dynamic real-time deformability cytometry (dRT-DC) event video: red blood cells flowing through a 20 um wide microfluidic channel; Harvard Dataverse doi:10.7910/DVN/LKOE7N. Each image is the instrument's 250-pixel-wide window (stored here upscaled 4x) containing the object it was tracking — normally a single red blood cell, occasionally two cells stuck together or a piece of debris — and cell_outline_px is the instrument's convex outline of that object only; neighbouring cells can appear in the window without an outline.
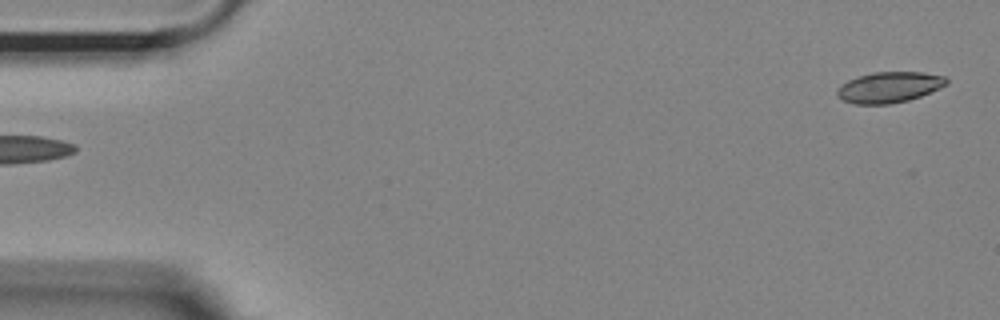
{"species": "Egyptian fruit bat (a non-hibernating species)", "species_latin": "Rousettus aegyptiacus", "temperature_condition": "room temperature", "stored_images_in_passage": 4, "camera_frame_rate_fps": 3000, "um_per_image_px": 0.085, "animal": {"sex": "female"}, "frame": {"image": 1, "passage_image": 1, "time_ms": 0.0, "image_size_px": [1000, 320], "cell_outline_px": [[948, 84], [920, 96], [908, 100], [888, 104], [856, 104], [844, 100], [836, 96], [836, 88], [840, 84], [848, 80], [872, 72], [924, 72], [944, 76], [948, 80]], "centroid_in_image_um": [75.56, 7.41], "position_along_channel_um": 9.4, "area_um2": 19.59}}